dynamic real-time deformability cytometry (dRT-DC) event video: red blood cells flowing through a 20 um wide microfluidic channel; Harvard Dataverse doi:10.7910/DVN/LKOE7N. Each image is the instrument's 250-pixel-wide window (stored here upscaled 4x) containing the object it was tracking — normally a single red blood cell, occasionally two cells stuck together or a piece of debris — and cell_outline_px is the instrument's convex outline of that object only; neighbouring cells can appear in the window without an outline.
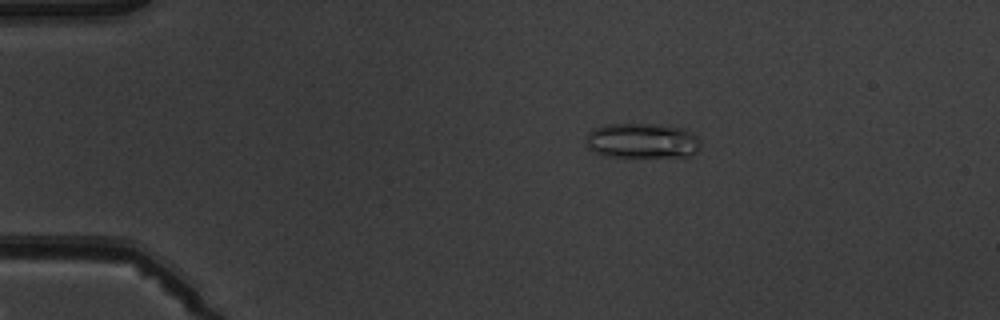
{"species": "common noctule bat (a hibernating species)", "species_latin": "Nyctalus noctula", "temperature_condition": "warm", "stored_images_in_passage": 4, "camera_frame_rate_fps": 3000, "um_per_image_px": 0.085, "animal": {"sex": "male", "body_mass_g": 19.5, "forearm_length_mm": 54.6}, "frame": {"image": 1, "passage_image": 3, "time_ms": 2.333, "image_size_px": [1000, 320], "cell_outline_px": [[700, 148], [696, 152], [688, 156], [604, 156], [592, 152], [588, 148], [588, 132], [592, 128], [604, 124], [652, 124], [680, 128], [692, 132], [700, 140]], "centroid_in_image_um": [54.56, 11.96], "position_along_channel_um": 30.4, "area_um2": 23.29}}